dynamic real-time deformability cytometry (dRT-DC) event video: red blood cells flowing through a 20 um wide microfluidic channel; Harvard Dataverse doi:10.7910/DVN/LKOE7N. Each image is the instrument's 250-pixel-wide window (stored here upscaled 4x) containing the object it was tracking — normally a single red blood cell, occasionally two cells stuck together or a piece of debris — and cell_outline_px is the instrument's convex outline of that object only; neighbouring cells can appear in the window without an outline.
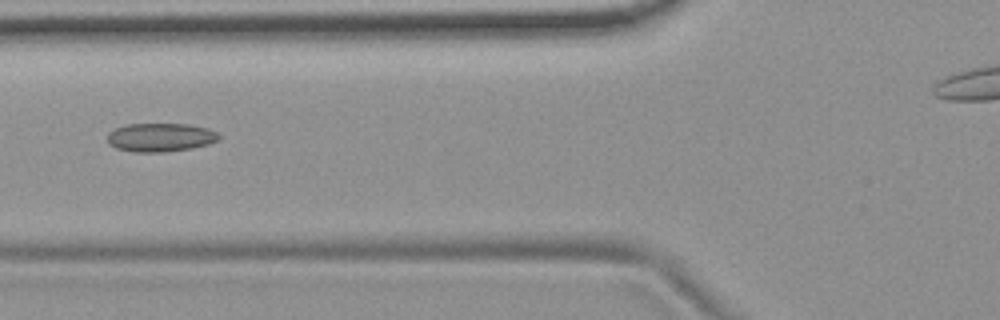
{"species": "common noctule bat (a hibernating species)", "species_latin": "Nyctalus noctula", "temperature_condition": "room temperature", "stored_images_in_passage": 7, "camera_frame_rate_fps": 3000, "um_per_image_px": 0.085, "animal": {"sex": "female", "body_mass_g": 19.9}, "frame": {"image": 1, "passage_image": 5, "time_ms": 1.333, "image_size_px": [1000, 320], "cell_outline_px": [[220, 136], [216, 140], [208, 144], [192, 148], [164, 152], [132, 152], [116, 148], [108, 144], [108, 132], [116, 128], [128, 124], [188, 124], [208, 128], [216, 132]], "centroid_in_image_um": [13.61, 11.68], "position_along_channel_um": 112.2, "area_um2": 18.55}}
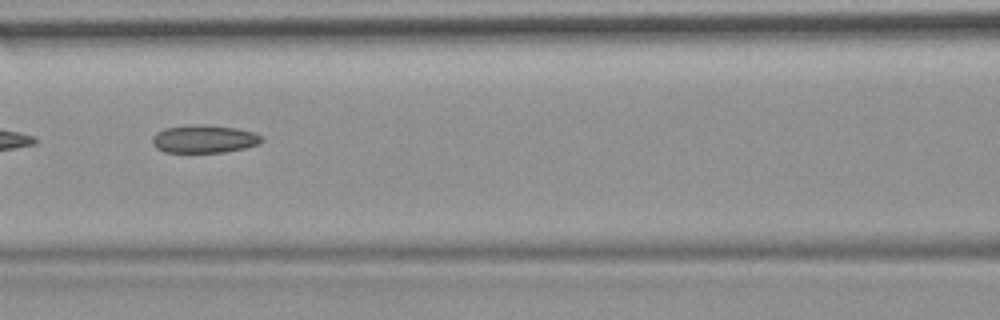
{"frame": {"image": 2, "passage_image": 6, "time_ms": 1.667, "image_size_px": [1000, 320], "cell_outline_px": [[264, 140], [260, 144], [244, 148], [224, 152], [164, 152], [156, 148], [152, 144], [152, 136], [156, 132], [164, 128], [192, 124], [200, 124], [236, 128], [252, 132], [264, 136]], "centroid_in_image_um": [17.34, 11.81], "position_along_channel_um": 149.3, "area_um2": 17.98}}